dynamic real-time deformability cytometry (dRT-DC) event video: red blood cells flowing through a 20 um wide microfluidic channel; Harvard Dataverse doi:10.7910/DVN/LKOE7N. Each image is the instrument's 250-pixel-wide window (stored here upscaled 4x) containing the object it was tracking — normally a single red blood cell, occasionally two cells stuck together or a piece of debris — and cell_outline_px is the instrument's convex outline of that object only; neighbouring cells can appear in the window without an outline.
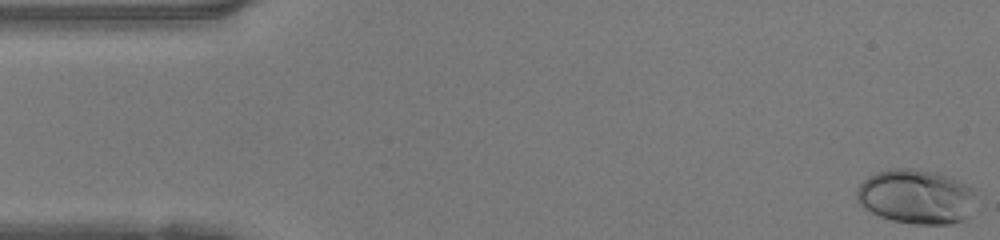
{"species": "human", "species_latin": "Homo sapiens", "temperature_condition": "warm", "stored_images_in_passage": 48, "camera_frame_rate_fps": 3000, "um_per_image_px": 0.085, "donor": {"sex": "female"}, "frame": {"image": 1, "passage_image": 1, "time_ms": 0.0, "image_size_px": [1000, 240], "cell_outline_px": [[976, 192], [968, 216], [964, 220], [948, 224], [916, 224], [892, 220], [868, 212], [856, 200], [856, 188], [868, 176], [876, 172], [888, 168], [912, 168], [936, 172], [948, 176], [972, 188]], "centroid_in_image_um": [77.82, 16.7], "position_along_channel_um": 7.2, "area_um2": 38.03}}
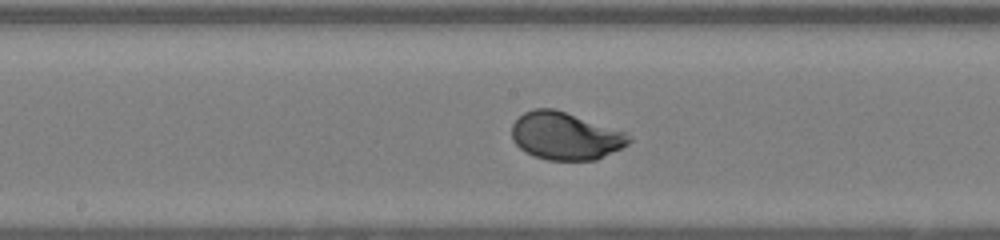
{"frame": {"image": 2, "passage_image": 24, "time_ms": 7.667, "image_size_px": [1000, 240], "cell_outline_px": [[632, 140], [628, 144], [596, 160], [548, 160], [524, 152], [512, 140], [512, 124], [524, 112], [532, 108], [556, 108], [628, 132], [632, 136]], "centroid_in_image_um": [48.08, 11.54], "position_along_channel_um": 200.1, "area_um2": 32.83}}
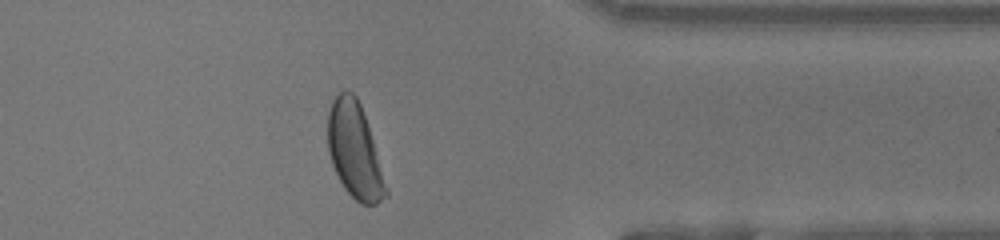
{"frame": {"image": 3, "passage_image": 38, "time_ms": 12.333, "image_size_px": [1000, 240], "cell_outline_px": [[388, 196], [376, 204], [360, 204], [344, 188], [332, 164], [328, 152], [328, 112], [332, 100], [344, 88], [352, 92], [356, 96], [360, 104], [372, 140], [388, 192]], "centroid_in_image_um": [30.11, 12.79], "position_along_channel_um": 381.3, "area_um2": 31.62}, "authors_computed_cell_mechanics": {"area_um2": 32.4547, "velocity_mm_per_s": 4.2074, "shape_relaxation_time_tau1_ms": 2.4266, "shape_relaxation_time_tau2_ms": null, "deformation_change_tau1": 0.1497, "deformation_change_tau2": null}}